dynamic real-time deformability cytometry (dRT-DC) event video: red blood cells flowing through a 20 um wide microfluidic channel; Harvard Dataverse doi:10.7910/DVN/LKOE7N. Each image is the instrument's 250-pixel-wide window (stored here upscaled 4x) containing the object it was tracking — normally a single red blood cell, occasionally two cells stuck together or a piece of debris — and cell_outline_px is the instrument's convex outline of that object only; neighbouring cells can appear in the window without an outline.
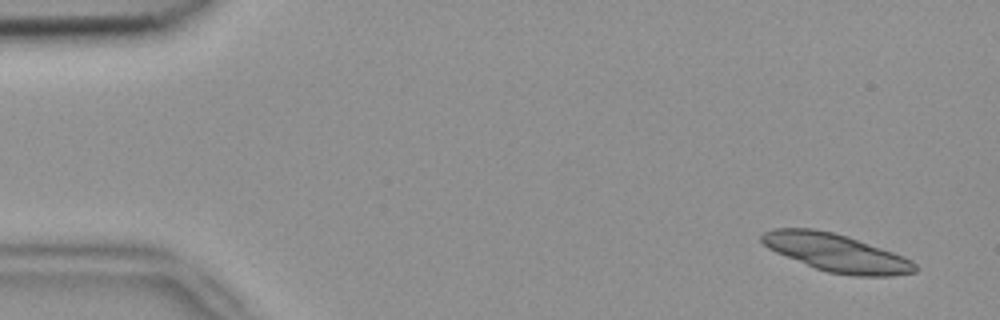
{"species": "common noctule bat (a hibernating species)", "species_latin": "Nyctalus noctula", "temperature_condition": "room temperature", "stored_images_in_passage": 8, "camera_frame_rate_fps": 3000, "um_per_image_px": 0.085, "animal": {"sex": "female", "body_mass_g": 18.4}, "frame": {"image": 1, "passage_image": 1, "time_ms": 0.0, "image_size_px": [1000, 320], "cell_outline_px": [[920, 268], [916, 272], [892, 276], [852, 276], [828, 272], [816, 268], [776, 252], [768, 248], [760, 240], [760, 236], [764, 232], [772, 228], [812, 228], [832, 232], [848, 236], [904, 256], [912, 260]], "centroid_in_image_um": [71.11, 21.48], "position_along_channel_um": 13.9, "area_um2": 33.76}}
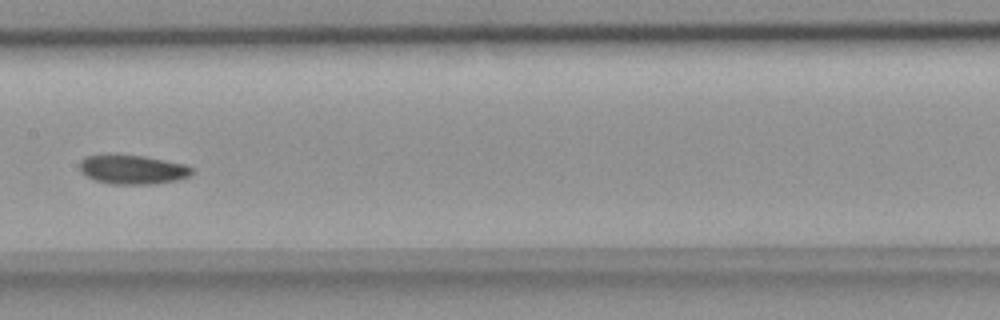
{"frame": {"image": 2, "passage_image": 7, "time_ms": 2.0, "image_size_px": [1000, 320], "cell_outline_px": [[192, 172], [188, 176], [176, 180], [152, 184], [112, 184], [96, 180], [80, 172], [80, 160], [84, 156], [144, 156], [184, 164], [192, 168]], "centroid_in_image_um": [11.26, 14.42], "position_along_channel_um": 196.1, "area_um2": 18.55}}
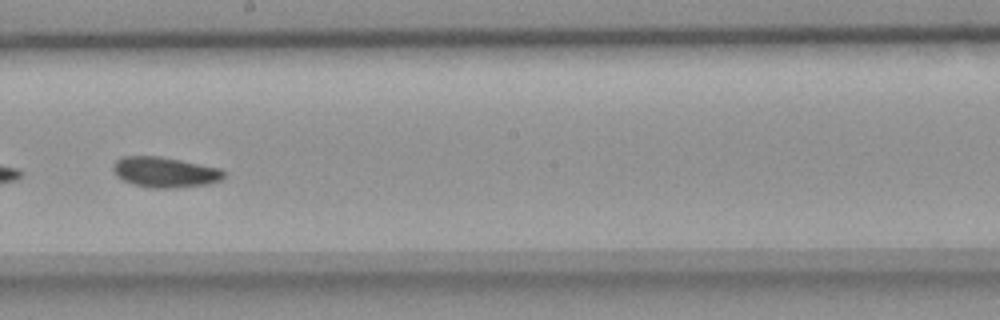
{"frame": {"image": 3, "passage_image": 8, "time_ms": 2.333, "image_size_px": [1000, 320], "cell_outline_px": [[224, 176], [220, 180], [208, 184], [180, 188], [148, 188], [132, 184], [116, 176], [112, 168], [112, 164], [120, 156], [160, 156], [220, 168], [224, 172]], "centroid_in_image_um": [13.98, 14.64], "position_along_channel_um": 234.2, "area_um2": 19.83}}